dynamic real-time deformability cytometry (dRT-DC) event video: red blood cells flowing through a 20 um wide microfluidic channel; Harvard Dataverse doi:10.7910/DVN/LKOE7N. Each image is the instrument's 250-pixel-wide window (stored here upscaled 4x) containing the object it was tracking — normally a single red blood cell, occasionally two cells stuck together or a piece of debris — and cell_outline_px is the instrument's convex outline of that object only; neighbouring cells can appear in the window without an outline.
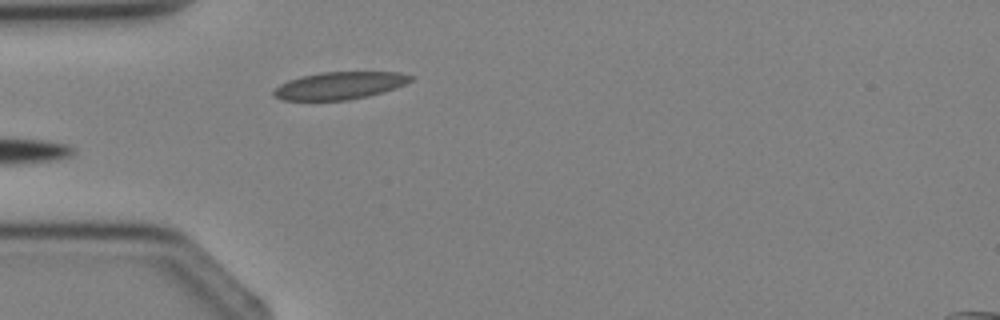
{"species": "Egyptian fruit bat (a non-hibernating species)", "species_latin": "Rousettus aegyptiacus", "temperature_condition": "cold", "stored_images_in_passage": 4, "camera_frame_rate_fps": 3000, "um_per_image_px": 0.085, "animal": {"sex": "female"}, "frame": {"image": 1, "passage_image": 4, "time_ms": 4.333, "image_size_px": [1000, 320], "cell_outline_px": [[416, 76], [412, 80], [396, 88], [384, 92], [368, 96], [348, 100], [280, 100], [272, 96], [272, 92], [280, 84], [288, 80], [300, 76], [320, 72], [400, 72]], "centroid_in_image_um": [28.87, 7.27], "position_along_channel_um": 56.1, "area_um2": 22.14}}